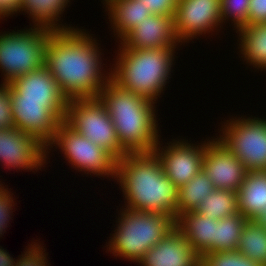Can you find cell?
<instances>
[{
  "mask_svg": "<svg viewBox=\"0 0 266 266\" xmlns=\"http://www.w3.org/2000/svg\"><path fill=\"white\" fill-rule=\"evenodd\" d=\"M203 170L215 188L235 192H238L248 172L243 163L214 136L205 140Z\"/></svg>",
  "mask_w": 266,
  "mask_h": 266,
  "instance_id": "14",
  "label": "cell"
},
{
  "mask_svg": "<svg viewBox=\"0 0 266 266\" xmlns=\"http://www.w3.org/2000/svg\"><path fill=\"white\" fill-rule=\"evenodd\" d=\"M53 147L59 148V152L67 161L65 163H69V167L71 165L77 172H82V175H90L91 178L94 175L102 177L103 180L107 178L114 181L117 160L109 152L76 132L65 121L60 123L53 140L46 146V162L50 163V151H56Z\"/></svg>",
  "mask_w": 266,
  "mask_h": 266,
  "instance_id": "7",
  "label": "cell"
},
{
  "mask_svg": "<svg viewBox=\"0 0 266 266\" xmlns=\"http://www.w3.org/2000/svg\"><path fill=\"white\" fill-rule=\"evenodd\" d=\"M101 3L104 12L107 11L109 30H113L116 42L152 14L141 0H102Z\"/></svg>",
  "mask_w": 266,
  "mask_h": 266,
  "instance_id": "19",
  "label": "cell"
},
{
  "mask_svg": "<svg viewBox=\"0 0 266 266\" xmlns=\"http://www.w3.org/2000/svg\"><path fill=\"white\" fill-rule=\"evenodd\" d=\"M42 243L37 239L32 240L23 253L21 252V255H19L16 266H50L51 264L47 259L49 258L48 253H46L47 249L43 246L44 242Z\"/></svg>",
  "mask_w": 266,
  "mask_h": 266,
  "instance_id": "29",
  "label": "cell"
},
{
  "mask_svg": "<svg viewBox=\"0 0 266 266\" xmlns=\"http://www.w3.org/2000/svg\"><path fill=\"white\" fill-rule=\"evenodd\" d=\"M173 19L176 37L183 46L207 34L215 36L213 32L218 35L224 29L221 0H178Z\"/></svg>",
  "mask_w": 266,
  "mask_h": 266,
  "instance_id": "10",
  "label": "cell"
},
{
  "mask_svg": "<svg viewBox=\"0 0 266 266\" xmlns=\"http://www.w3.org/2000/svg\"><path fill=\"white\" fill-rule=\"evenodd\" d=\"M194 212L215 220L235 215L238 213L237 192L215 188Z\"/></svg>",
  "mask_w": 266,
  "mask_h": 266,
  "instance_id": "25",
  "label": "cell"
},
{
  "mask_svg": "<svg viewBox=\"0 0 266 266\" xmlns=\"http://www.w3.org/2000/svg\"><path fill=\"white\" fill-rule=\"evenodd\" d=\"M114 180L123 194L121 207L165 214L176 221L178 187L166 176L154 152L124 155L116 162Z\"/></svg>",
  "mask_w": 266,
  "mask_h": 266,
  "instance_id": "2",
  "label": "cell"
},
{
  "mask_svg": "<svg viewBox=\"0 0 266 266\" xmlns=\"http://www.w3.org/2000/svg\"><path fill=\"white\" fill-rule=\"evenodd\" d=\"M152 14L174 16L178 0H141Z\"/></svg>",
  "mask_w": 266,
  "mask_h": 266,
  "instance_id": "32",
  "label": "cell"
},
{
  "mask_svg": "<svg viewBox=\"0 0 266 266\" xmlns=\"http://www.w3.org/2000/svg\"><path fill=\"white\" fill-rule=\"evenodd\" d=\"M51 29L31 26L0 32L1 83L26 75L45 65V51Z\"/></svg>",
  "mask_w": 266,
  "mask_h": 266,
  "instance_id": "6",
  "label": "cell"
},
{
  "mask_svg": "<svg viewBox=\"0 0 266 266\" xmlns=\"http://www.w3.org/2000/svg\"><path fill=\"white\" fill-rule=\"evenodd\" d=\"M200 256L175 226L161 242L150 248L137 263L140 266H197Z\"/></svg>",
  "mask_w": 266,
  "mask_h": 266,
  "instance_id": "16",
  "label": "cell"
},
{
  "mask_svg": "<svg viewBox=\"0 0 266 266\" xmlns=\"http://www.w3.org/2000/svg\"><path fill=\"white\" fill-rule=\"evenodd\" d=\"M249 4L250 0H221L222 26L231 22L235 31L246 26Z\"/></svg>",
  "mask_w": 266,
  "mask_h": 266,
  "instance_id": "27",
  "label": "cell"
},
{
  "mask_svg": "<svg viewBox=\"0 0 266 266\" xmlns=\"http://www.w3.org/2000/svg\"><path fill=\"white\" fill-rule=\"evenodd\" d=\"M254 221H256L259 225L263 226L264 228H266V209H264L262 211V213H260L255 219Z\"/></svg>",
  "mask_w": 266,
  "mask_h": 266,
  "instance_id": "36",
  "label": "cell"
},
{
  "mask_svg": "<svg viewBox=\"0 0 266 266\" xmlns=\"http://www.w3.org/2000/svg\"><path fill=\"white\" fill-rule=\"evenodd\" d=\"M173 17L151 14L131 29L119 41L120 43H117L135 50L164 47L180 48L182 44L176 37Z\"/></svg>",
  "mask_w": 266,
  "mask_h": 266,
  "instance_id": "15",
  "label": "cell"
},
{
  "mask_svg": "<svg viewBox=\"0 0 266 266\" xmlns=\"http://www.w3.org/2000/svg\"><path fill=\"white\" fill-rule=\"evenodd\" d=\"M218 220L194 211L182 213L175 221L189 245L200 256L215 252V233Z\"/></svg>",
  "mask_w": 266,
  "mask_h": 266,
  "instance_id": "18",
  "label": "cell"
},
{
  "mask_svg": "<svg viewBox=\"0 0 266 266\" xmlns=\"http://www.w3.org/2000/svg\"><path fill=\"white\" fill-rule=\"evenodd\" d=\"M9 90L11 101H68L45 65L26 75L16 77L9 83Z\"/></svg>",
  "mask_w": 266,
  "mask_h": 266,
  "instance_id": "17",
  "label": "cell"
},
{
  "mask_svg": "<svg viewBox=\"0 0 266 266\" xmlns=\"http://www.w3.org/2000/svg\"><path fill=\"white\" fill-rule=\"evenodd\" d=\"M65 122L116 160L128 153L120 145L114 123L99 98L69 99Z\"/></svg>",
  "mask_w": 266,
  "mask_h": 266,
  "instance_id": "9",
  "label": "cell"
},
{
  "mask_svg": "<svg viewBox=\"0 0 266 266\" xmlns=\"http://www.w3.org/2000/svg\"><path fill=\"white\" fill-rule=\"evenodd\" d=\"M197 266H205L201 261L197 264Z\"/></svg>",
  "mask_w": 266,
  "mask_h": 266,
  "instance_id": "37",
  "label": "cell"
},
{
  "mask_svg": "<svg viewBox=\"0 0 266 266\" xmlns=\"http://www.w3.org/2000/svg\"><path fill=\"white\" fill-rule=\"evenodd\" d=\"M110 80L118 87L157 104L171 82L178 47L156 49L126 48L118 44ZM177 48V49H176ZM162 94V95H161ZM161 95V96H160Z\"/></svg>",
  "mask_w": 266,
  "mask_h": 266,
  "instance_id": "4",
  "label": "cell"
},
{
  "mask_svg": "<svg viewBox=\"0 0 266 266\" xmlns=\"http://www.w3.org/2000/svg\"><path fill=\"white\" fill-rule=\"evenodd\" d=\"M241 116V117H240ZM246 116V117H245ZM217 129V140L238 158L248 171L266 170V118L230 116Z\"/></svg>",
  "mask_w": 266,
  "mask_h": 266,
  "instance_id": "8",
  "label": "cell"
},
{
  "mask_svg": "<svg viewBox=\"0 0 266 266\" xmlns=\"http://www.w3.org/2000/svg\"><path fill=\"white\" fill-rule=\"evenodd\" d=\"M205 266H262L236 251L211 252L201 257Z\"/></svg>",
  "mask_w": 266,
  "mask_h": 266,
  "instance_id": "28",
  "label": "cell"
},
{
  "mask_svg": "<svg viewBox=\"0 0 266 266\" xmlns=\"http://www.w3.org/2000/svg\"><path fill=\"white\" fill-rule=\"evenodd\" d=\"M98 98L114 123L120 145L128 153L153 152L162 137L156 103L118 87L111 80Z\"/></svg>",
  "mask_w": 266,
  "mask_h": 266,
  "instance_id": "3",
  "label": "cell"
},
{
  "mask_svg": "<svg viewBox=\"0 0 266 266\" xmlns=\"http://www.w3.org/2000/svg\"><path fill=\"white\" fill-rule=\"evenodd\" d=\"M4 184L3 182L0 186V238L6 233L10 220H13L12 216L16 205V199L13 197L14 193L11 192L12 189L8 188L6 184L4 186Z\"/></svg>",
  "mask_w": 266,
  "mask_h": 266,
  "instance_id": "30",
  "label": "cell"
},
{
  "mask_svg": "<svg viewBox=\"0 0 266 266\" xmlns=\"http://www.w3.org/2000/svg\"><path fill=\"white\" fill-rule=\"evenodd\" d=\"M213 190L214 183L202 169L189 182L178 188L177 218L182 213L194 211Z\"/></svg>",
  "mask_w": 266,
  "mask_h": 266,
  "instance_id": "23",
  "label": "cell"
},
{
  "mask_svg": "<svg viewBox=\"0 0 266 266\" xmlns=\"http://www.w3.org/2000/svg\"><path fill=\"white\" fill-rule=\"evenodd\" d=\"M236 33L239 58L255 72L266 73V22L246 25Z\"/></svg>",
  "mask_w": 266,
  "mask_h": 266,
  "instance_id": "20",
  "label": "cell"
},
{
  "mask_svg": "<svg viewBox=\"0 0 266 266\" xmlns=\"http://www.w3.org/2000/svg\"><path fill=\"white\" fill-rule=\"evenodd\" d=\"M237 251L266 266V228L254 220H247L239 238Z\"/></svg>",
  "mask_w": 266,
  "mask_h": 266,
  "instance_id": "24",
  "label": "cell"
},
{
  "mask_svg": "<svg viewBox=\"0 0 266 266\" xmlns=\"http://www.w3.org/2000/svg\"><path fill=\"white\" fill-rule=\"evenodd\" d=\"M23 0H0V20H6L8 18L20 15V9L22 7Z\"/></svg>",
  "mask_w": 266,
  "mask_h": 266,
  "instance_id": "34",
  "label": "cell"
},
{
  "mask_svg": "<svg viewBox=\"0 0 266 266\" xmlns=\"http://www.w3.org/2000/svg\"><path fill=\"white\" fill-rule=\"evenodd\" d=\"M247 219L239 212L218 220L215 233V252L236 251Z\"/></svg>",
  "mask_w": 266,
  "mask_h": 266,
  "instance_id": "26",
  "label": "cell"
},
{
  "mask_svg": "<svg viewBox=\"0 0 266 266\" xmlns=\"http://www.w3.org/2000/svg\"><path fill=\"white\" fill-rule=\"evenodd\" d=\"M116 227L106 241V253L116 259L122 258L131 263H138L146 252L161 242L175 227V220L165 214L128 210L120 207ZM108 244V245H107Z\"/></svg>",
  "mask_w": 266,
  "mask_h": 266,
  "instance_id": "5",
  "label": "cell"
},
{
  "mask_svg": "<svg viewBox=\"0 0 266 266\" xmlns=\"http://www.w3.org/2000/svg\"><path fill=\"white\" fill-rule=\"evenodd\" d=\"M17 260L18 258H13V256L7 252V249L0 246V266H16Z\"/></svg>",
  "mask_w": 266,
  "mask_h": 266,
  "instance_id": "35",
  "label": "cell"
},
{
  "mask_svg": "<svg viewBox=\"0 0 266 266\" xmlns=\"http://www.w3.org/2000/svg\"><path fill=\"white\" fill-rule=\"evenodd\" d=\"M72 0H23L20 14H27L31 19L30 26L61 30L74 28L72 24L62 23L65 9L71 5ZM25 12V13H24ZM62 19V20H61ZM62 21V22H61Z\"/></svg>",
  "mask_w": 266,
  "mask_h": 266,
  "instance_id": "21",
  "label": "cell"
},
{
  "mask_svg": "<svg viewBox=\"0 0 266 266\" xmlns=\"http://www.w3.org/2000/svg\"><path fill=\"white\" fill-rule=\"evenodd\" d=\"M179 137L165 142L164 146V143L159 140L153 150L160 160L166 176L178 188L189 182L203 169L205 154L204 139L193 144L191 140L188 141L186 138L182 139V136Z\"/></svg>",
  "mask_w": 266,
  "mask_h": 266,
  "instance_id": "12",
  "label": "cell"
},
{
  "mask_svg": "<svg viewBox=\"0 0 266 266\" xmlns=\"http://www.w3.org/2000/svg\"><path fill=\"white\" fill-rule=\"evenodd\" d=\"M238 212L254 220L266 209V170L248 171L237 192Z\"/></svg>",
  "mask_w": 266,
  "mask_h": 266,
  "instance_id": "22",
  "label": "cell"
},
{
  "mask_svg": "<svg viewBox=\"0 0 266 266\" xmlns=\"http://www.w3.org/2000/svg\"><path fill=\"white\" fill-rule=\"evenodd\" d=\"M13 125L47 146L65 121L68 101L21 102L11 101Z\"/></svg>",
  "mask_w": 266,
  "mask_h": 266,
  "instance_id": "11",
  "label": "cell"
},
{
  "mask_svg": "<svg viewBox=\"0 0 266 266\" xmlns=\"http://www.w3.org/2000/svg\"><path fill=\"white\" fill-rule=\"evenodd\" d=\"M82 28L54 30L46 44L45 66L68 100L98 98L110 80L99 40Z\"/></svg>",
  "mask_w": 266,
  "mask_h": 266,
  "instance_id": "1",
  "label": "cell"
},
{
  "mask_svg": "<svg viewBox=\"0 0 266 266\" xmlns=\"http://www.w3.org/2000/svg\"><path fill=\"white\" fill-rule=\"evenodd\" d=\"M266 22V0H250L246 25Z\"/></svg>",
  "mask_w": 266,
  "mask_h": 266,
  "instance_id": "33",
  "label": "cell"
},
{
  "mask_svg": "<svg viewBox=\"0 0 266 266\" xmlns=\"http://www.w3.org/2000/svg\"><path fill=\"white\" fill-rule=\"evenodd\" d=\"M46 162V146L17 128L0 129V165L9 171L38 172ZM39 169V170H38Z\"/></svg>",
  "mask_w": 266,
  "mask_h": 266,
  "instance_id": "13",
  "label": "cell"
},
{
  "mask_svg": "<svg viewBox=\"0 0 266 266\" xmlns=\"http://www.w3.org/2000/svg\"><path fill=\"white\" fill-rule=\"evenodd\" d=\"M11 93L9 83L0 84V129L13 128Z\"/></svg>",
  "mask_w": 266,
  "mask_h": 266,
  "instance_id": "31",
  "label": "cell"
}]
</instances>
